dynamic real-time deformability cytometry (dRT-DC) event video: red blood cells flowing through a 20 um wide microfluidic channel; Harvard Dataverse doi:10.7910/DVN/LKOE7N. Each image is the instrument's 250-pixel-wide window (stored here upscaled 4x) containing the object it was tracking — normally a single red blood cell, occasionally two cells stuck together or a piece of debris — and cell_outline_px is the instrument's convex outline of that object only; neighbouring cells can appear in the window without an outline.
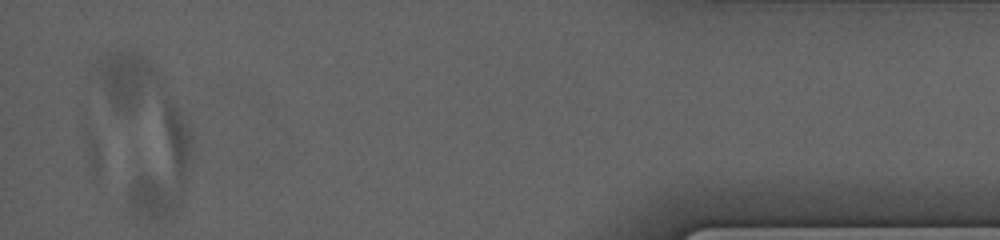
{"species": "human", "species_latin": "Homo sapiens", "temperature_condition": "cold", "stored_images_in_passage": 26, "segment_of_instrument_passage": [2, 2], "camera_frame_rate_fps": 3000, "um_per_image_px": 0.085, "donor": {"sex": "male"}, "frame": {"image": 1, "passage_image": 26, "time_ms": 12.0, "image_size_px": [1000, 240], "cell_outline_px": [[192, 136], [180, 204], [172, 216], [160, 220], [136, 220], [132, 216], [128, 200], [128, 196], [164, 96], [168, 100], [180, 116], [188, 128]], "centroid_in_image_um": [13.74, 14.26], "position_along_channel_um": 421.5, "area_um2": 35.2}}